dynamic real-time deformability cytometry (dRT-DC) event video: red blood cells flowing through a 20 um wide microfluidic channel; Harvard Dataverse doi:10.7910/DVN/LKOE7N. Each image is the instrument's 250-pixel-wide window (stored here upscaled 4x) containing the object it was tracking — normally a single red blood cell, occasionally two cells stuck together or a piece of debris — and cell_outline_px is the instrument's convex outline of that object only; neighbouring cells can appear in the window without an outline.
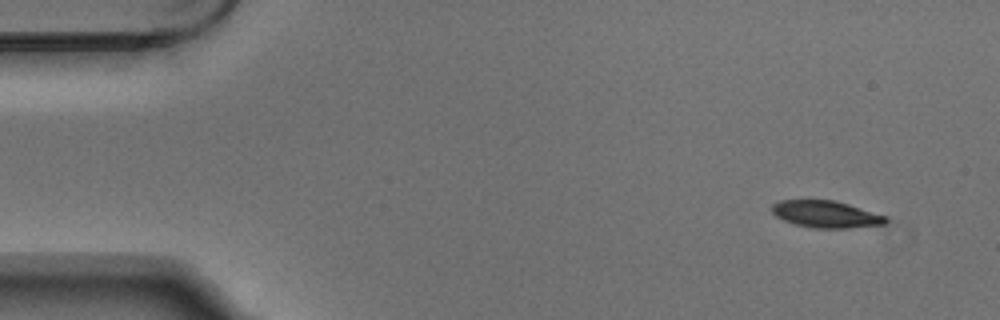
{"species": "Egyptian fruit bat (a non-hibernating species)", "species_latin": "Rousettus aegyptiacus", "temperature_condition": "warm", "stored_images_in_passage": 4, "camera_frame_rate_fps": 3000, "um_per_image_px": 0.085, "animal": {"sex": "male"}, "frame": {"image": 1, "passage_image": 1, "time_ms": 0.0, "image_size_px": [1000, 320], "cell_outline_px": [[888, 220], [884, 224], [848, 228], [812, 228], [796, 224], [784, 220], [776, 216], [772, 212], [772, 204], [780, 200], [832, 200], [848, 204], [888, 216]], "centroid_in_image_um": [70.22, 18.21], "position_along_channel_um": 14.8, "area_um2": 17.8}}
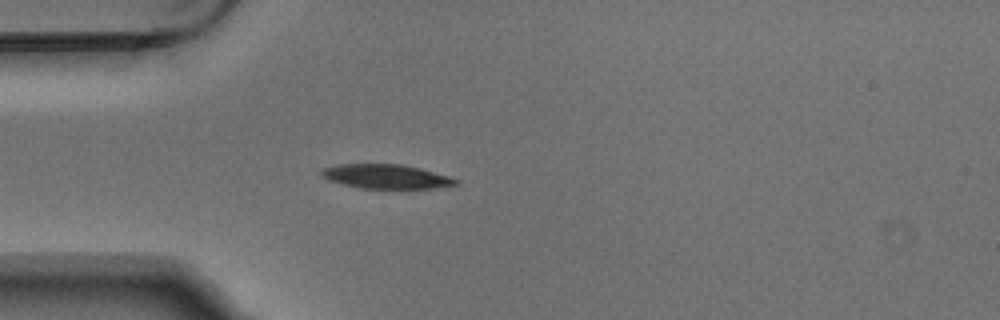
{"frame": {"image": 2, "passage_image": 4, "time_ms": 1.0, "image_size_px": [1000, 320], "cell_outline_px": [[460, 180], [456, 184], [436, 188], [360, 188], [344, 184], [320, 176], [320, 172], [324, 168], [336, 164], [400, 164], [420, 168], [448, 176]], "centroid_in_image_um": [32.82, 14.99], "position_along_channel_um": 52.2, "area_um2": 18.73}}